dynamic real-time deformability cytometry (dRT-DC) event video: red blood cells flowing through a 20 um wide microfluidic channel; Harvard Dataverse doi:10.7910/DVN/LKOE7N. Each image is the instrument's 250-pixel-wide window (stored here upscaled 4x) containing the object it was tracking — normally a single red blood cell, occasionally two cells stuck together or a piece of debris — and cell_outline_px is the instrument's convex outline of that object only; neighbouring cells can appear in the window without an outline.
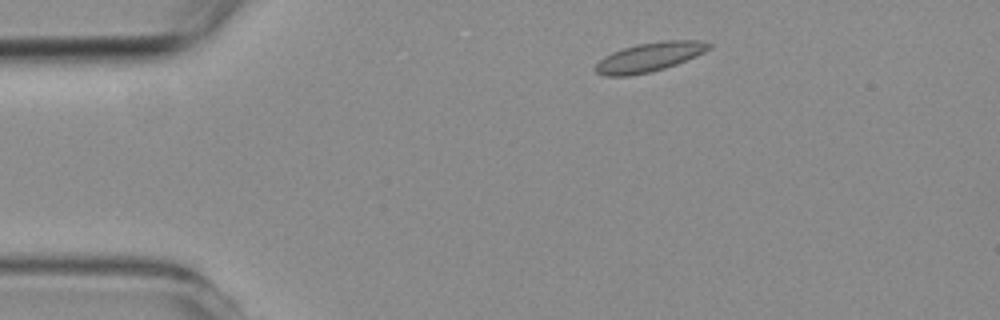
{"species": "common noctule bat (a hibernating species)", "species_latin": "Nyctalus noctula", "temperature_condition": "room temperature", "stored_images_in_passage": 6, "camera_frame_rate_fps": 3000, "um_per_image_px": 0.085, "animal": {"sex": "female", "body_mass_g": 19.3, "forearm_length_mm": 54.1}, "frame": {"image": 1, "passage_image": 1, "time_ms": 0.0, "image_size_px": [1000, 320], "cell_outline_px": [[712, 48], [696, 56], [676, 64], [652, 72], [628, 76], [604, 76], [596, 72], [592, 68], [604, 56], [612, 52], [624, 48], [640, 44], [664, 40], [700, 40], [712, 44]], "centroid_in_image_um": [55.2, 4.86], "position_along_channel_um": 29.8, "area_um2": 19.31}}
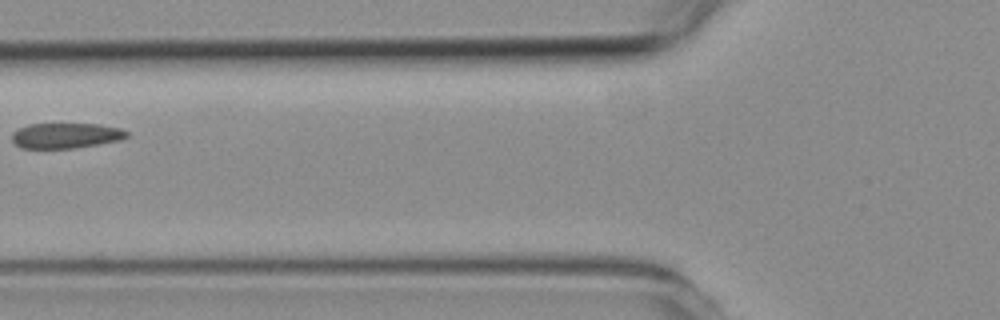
{"frame": {"image": 2, "passage_image": 4, "time_ms": 3.667, "image_size_px": [1000, 320], "cell_outline_px": [[128, 136], [120, 140], [76, 148], [20, 148], [12, 140], [12, 132], [28, 124], [100, 124], [120, 128], [128, 132]], "centroid_in_image_um": [5.6, 11.52], "position_along_channel_um": 120.2, "area_um2": 16.94}}
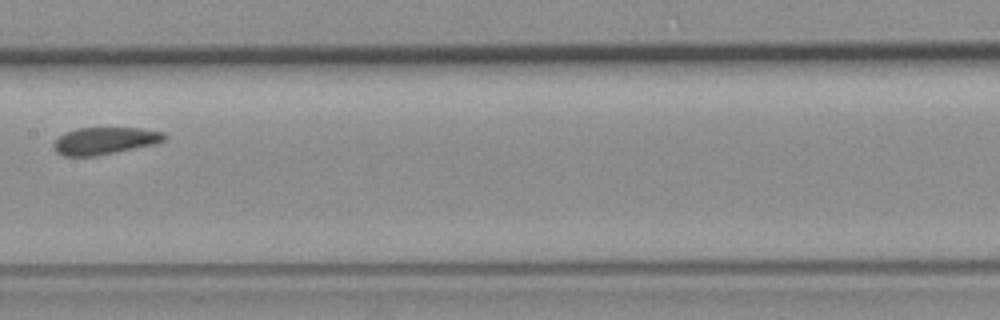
{"frame": {"image": 3, "passage_image": 6, "time_ms": 5.667, "image_size_px": [1000, 320], "cell_outline_px": [[168, 136], [164, 140], [152, 144], [96, 156], [64, 156], [56, 152], [52, 148], [52, 144], [64, 132], [76, 128], [140, 128], [164, 132]], "centroid_in_image_um": [8.86, 11.96], "position_along_channel_um": 198.5, "area_um2": 17.46}}